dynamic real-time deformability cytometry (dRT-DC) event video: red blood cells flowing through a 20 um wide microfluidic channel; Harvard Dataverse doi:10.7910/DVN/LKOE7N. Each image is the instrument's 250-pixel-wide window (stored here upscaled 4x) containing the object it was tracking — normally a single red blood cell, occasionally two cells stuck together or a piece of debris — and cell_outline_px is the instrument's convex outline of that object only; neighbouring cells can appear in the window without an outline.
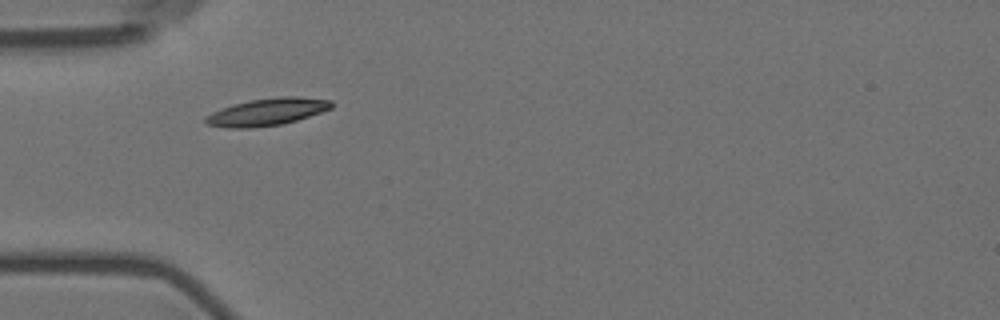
{"species": "Egyptian fruit bat (a non-hibernating species)", "species_latin": "Rousettus aegyptiacus", "temperature_condition": "room temperature", "stored_images_in_passage": 4, "camera_frame_rate_fps": 3000, "um_per_image_px": 0.085, "animal": {"sex": "female"}, "frame": {"image": 1, "passage_image": 3, "time_ms": 0.667, "image_size_px": [1000, 320], "cell_outline_px": [[332, 108], [284, 124], [248, 128], [228, 128], [204, 124], [204, 116], [220, 108], [232, 104], [248, 100], [276, 96], [296, 96], [332, 100]], "centroid_in_image_um": [22.64, 9.5], "position_along_channel_um": 62.4, "area_um2": 20.23}}
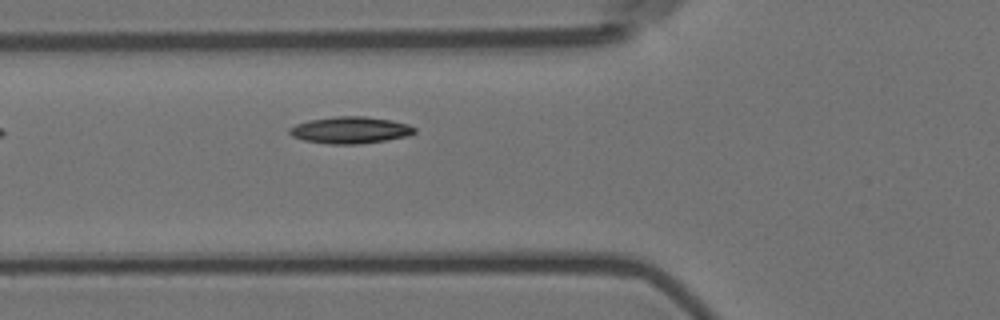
{"frame": {"image": 2, "passage_image": 4, "time_ms": 1.0, "image_size_px": [1000, 320], "cell_outline_px": [[416, 132], [408, 136], [360, 144], [328, 144], [304, 140], [292, 136], [288, 132], [288, 128], [296, 124], [308, 120], [336, 116], [364, 116], [392, 120], [408, 124], [416, 128]], "centroid_in_image_um": [29.76, 11.05], "position_along_channel_um": 96.0, "area_um2": 19.59}}